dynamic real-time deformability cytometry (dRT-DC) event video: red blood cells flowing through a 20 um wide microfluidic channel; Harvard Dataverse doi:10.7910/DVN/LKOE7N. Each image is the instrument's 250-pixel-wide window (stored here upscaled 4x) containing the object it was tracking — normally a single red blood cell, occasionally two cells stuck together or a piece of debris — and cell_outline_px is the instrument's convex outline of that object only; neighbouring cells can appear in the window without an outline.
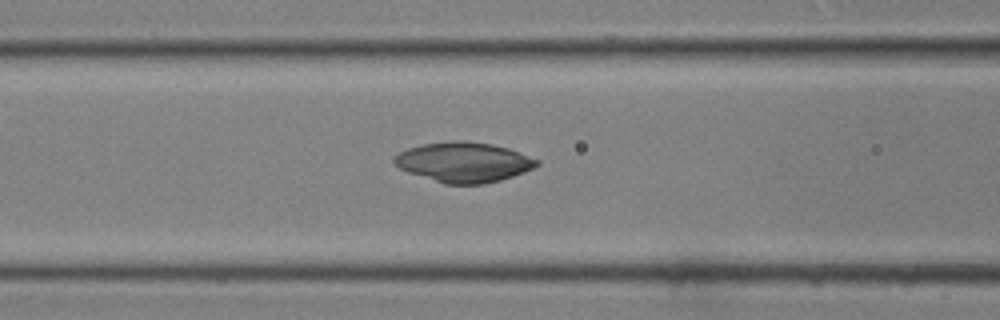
{"species": "common noctule bat (a hibernating species)", "species_latin": "Nyctalus noctula", "temperature_condition": "room temperature", "stored_images_in_passage": 42, "camera_frame_rate_fps": 3000, "um_per_image_px": 0.085, "animal": {"sex": "male", "body_mass_g": 19.0, "forearm_length_mm": 50.8}, "frame": {"image": 1, "passage_image": 18, "time_ms": 5.667, "image_size_px": [1000, 320], "cell_outline_px": [[540, 164], [524, 172], [500, 180], [484, 184], [444, 184], [408, 172], [400, 168], [392, 160], [400, 152], [408, 148], [420, 144], [456, 140], [464, 140], [492, 144], [508, 148], [520, 152], [540, 160]], "centroid_in_image_um": [39.43, 13.78], "position_along_channel_um": 127.2, "area_um2": 33.23}}
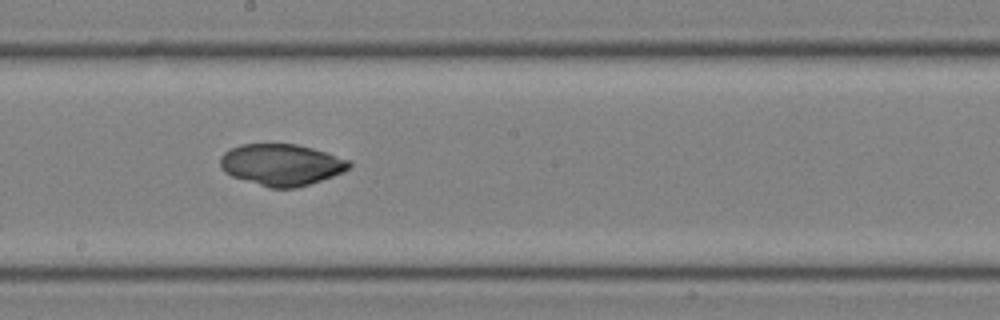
{"frame": {"image": 2, "passage_image": 24, "time_ms": 7.667, "image_size_px": [1000, 320], "cell_outline_px": [[352, 168], [344, 172], [296, 188], [268, 188], [232, 176], [224, 172], [220, 168], [220, 156], [224, 152], [240, 144], [296, 144], [312, 148], [348, 160], [352, 164]], "centroid_in_image_um": [23.89, 14.0], "position_along_channel_um": 224.3, "area_um2": 31.15}}
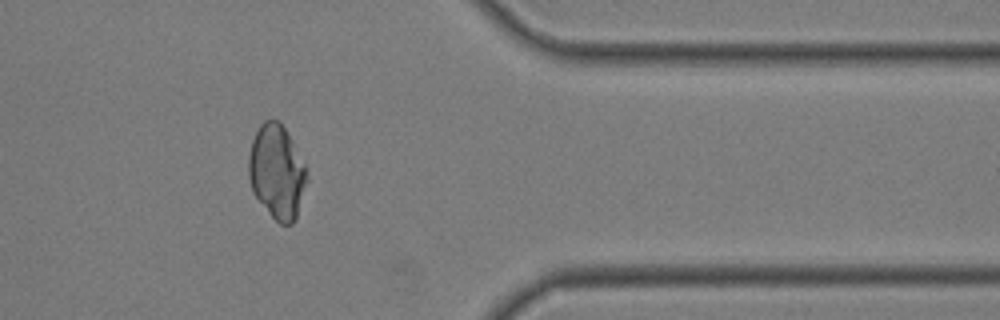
{"frame": {"image": 3, "passage_image": 35, "time_ms": 11.333, "image_size_px": [1000, 320], "cell_outline_px": [[308, 180], [296, 220], [292, 224], [280, 224], [272, 216], [252, 192], [248, 176], [248, 156], [252, 140], [260, 124], [264, 120], [280, 120], [292, 140], [304, 164], [308, 176]], "centroid_in_image_um": [23.53, 14.6], "position_along_channel_um": 387.9, "area_um2": 32.02}}